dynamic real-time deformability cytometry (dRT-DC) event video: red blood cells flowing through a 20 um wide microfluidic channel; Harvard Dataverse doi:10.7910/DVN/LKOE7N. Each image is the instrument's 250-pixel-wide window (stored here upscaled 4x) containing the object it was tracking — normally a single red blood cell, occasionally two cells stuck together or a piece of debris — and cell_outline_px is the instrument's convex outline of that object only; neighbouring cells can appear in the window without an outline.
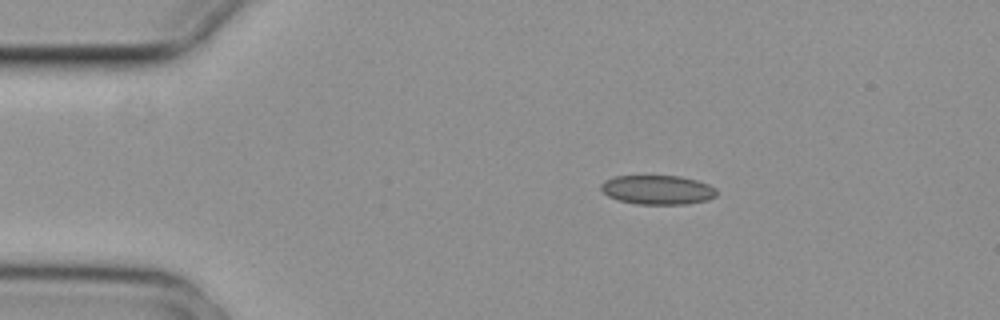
{"species": "common noctule bat (a hibernating species)", "species_latin": "Nyctalus noctula", "temperature_condition": "cold", "stored_images_in_passage": 4, "camera_frame_rate_fps": 3000, "um_per_image_px": 0.085, "animal": {"sex": "female", "body_mass_g": 29.2, "forearm_length_mm": 56.3}, "frame": {"image": 1, "passage_image": 2, "time_ms": 0.333, "image_size_px": [1000, 320], "cell_outline_px": [[716, 196], [708, 200], [688, 204], [636, 204], [620, 200], [608, 196], [600, 188], [600, 184], [604, 180], [616, 176], [680, 176], [696, 180], [708, 184], [716, 188]], "centroid_in_image_um": [55.9, 16.13], "position_along_channel_um": 29.1, "area_um2": 19.71}}
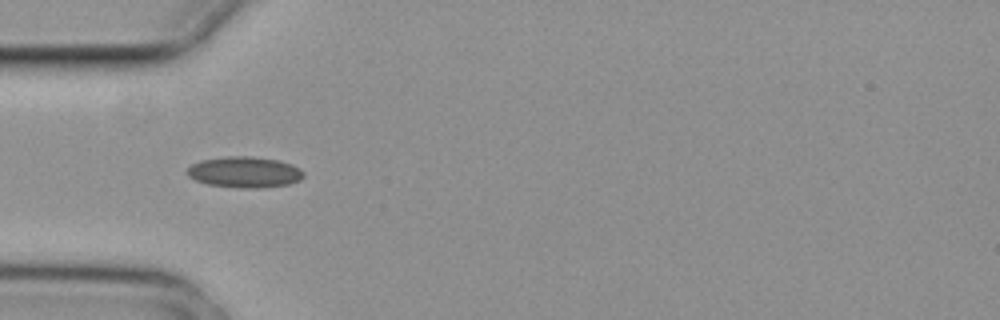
{"frame": {"image": 2, "passage_image": 4, "time_ms": 1.0, "image_size_px": [1000, 320], "cell_outline_px": [[304, 176], [300, 180], [288, 184], [260, 188], [240, 188], [208, 184], [196, 180], [188, 176], [188, 168], [192, 164], [200, 160], [228, 156], [252, 156], [280, 160], [292, 164], [300, 168], [304, 172]], "centroid_in_image_um": [20.82, 14.62], "position_along_channel_um": 64.2, "area_um2": 21.1}}